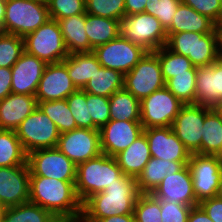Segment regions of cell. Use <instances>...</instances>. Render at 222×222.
Returning a JSON list of instances; mask_svg holds the SVG:
<instances>
[{
  "instance_id": "6da1fadb",
  "label": "cell",
  "mask_w": 222,
  "mask_h": 222,
  "mask_svg": "<svg viewBox=\"0 0 222 222\" xmlns=\"http://www.w3.org/2000/svg\"><path fill=\"white\" fill-rule=\"evenodd\" d=\"M29 201L50 211L59 220L79 221L82 216L75 182L30 176Z\"/></svg>"
},
{
  "instance_id": "7a4b0ae2",
  "label": "cell",
  "mask_w": 222,
  "mask_h": 222,
  "mask_svg": "<svg viewBox=\"0 0 222 222\" xmlns=\"http://www.w3.org/2000/svg\"><path fill=\"white\" fill-rule=\"evenodd\" d=\"M136 179L124 175L103 192L89 197L82 204L81 219H102L113 215L133 214L139 195Z\"/></svg>"
},
{
  "instance_id": "3957f363",
  "label": "cell",
  "mask_w": 222,
  "mask_h": 222,
  "mask_svg": "<svg viewBox=\"0 0 222 222\" xmlns=\"http://www.w3.org/2000/svg\"><path fill=\"white\" fill-rule=\"evenodd\" d=\"M124 176L115 157L101 153L77 165L75 190L83 204L92 195L103 192Z\"/></svg>"
},
{
  "instance_id": "277c9868",
  "label": "cell",
  "mask_w": 222,
  "mask_h": 222,
  "mask_svg": "<svg viewBox=\"0 0 222 222\" xmlns=\"http://www.w3.org/2000/svg\"><path fill=\"white\" fill-rule=\"evenodd\" d=\"M222 33L179 32L168 37L166 46L174 53L187 57L195 67L210 66L218 61Z\"/></svg>"
},
{
  "instance_id": "5b68a950",
  "label": "cell",
  "mask_w": 222,
  "mask_h": 222,
  "mask_svg": "<svg viewBox=\"0 0 222 222\" xmlns=\"http://www.w3.org/2000/svg\"><path fill=\"white\" fill-rule=\"evenodd\" d=\"M49 18L46 0H6L5 19L0 32L24 37Z\"/></svg>"
},
{
  "instance_id": "8992f818",
  "label": "cell",
  "mask_w": 222,
  "mask_h": 222,
  "mask_svg": "<svg viewBox=\"0 0 222 222\" xmlns=\"http://www.w3.org/2000/svg\"><path fill=\"white\" fill-rule=\"evenodd\" d=\"M120 35L147 52H154L165 46L168 40L160 21L144 12L124 15L120 21Z\"/></svg>"
},
{
  "instance_id": "52a82bcc",
  "label": "cell",
  "mask_w": 222,
  "mask_h": 222,
  "mask_svg": "<svg viewBox=\"0 0 222 222\" xmlns=\"http://www.w3.org/2000/svg\"><path fill=\"white\" fill-rule=\"evenodd\" d=\"M24 51L46 64L62 62L68 55L57 20L49 18L42 26L23 37Z\"/></svg>"
},
{
  "instance_id": "ba28073f",
  "label": "cell",
  "mask_w": 222,
  "mask_h": 222,
  "mask_svg": "<svg viewBox=\"0 0 222 222\" xmlns=\"http://www.w3.org/2000/svg\"><path fill=\"white\" fill-rule=\"evenodd\" d=\"M27 154L34 150L56 148L60 133L55 123L37 107L15 130Z\"/></svg>"
},
{
  "instance_id": "9c48e42d",
  "label": "cell",
  "mask_w": 222,
  "mask_h": 222,
  "mask_svg": "<svg viewBox=\"0 0 222 222\" xmlns=\"http://www.w3.org/2000/svg\"><path fill=\"white\" fill-rule=\"evenodd\" d=\"M163 87H165V81L155 52H146L124 75V89L140 101Z\"/></svg>"
},
{
  "instance_id": "30bf717a",
  "label": "cell",
  "mask_w": 222,
  "mask_h": 222,
  "mask_svg": "<svg viewBox=\"0 0 222 222\" xmlns=\"http://www.w3.org/2000/svg\"><path fill=\"white\" fill-rule=\"evenodd\" d=\"M183 105L166 87L154 91L140 101L143 129L171 127Z\"/></svg>"
},
{
  "instance_id": "8fae6325",
  "label": "cell",
  "mask_w": 222,
  "mask_h": 222,
  "mask_svg": "<svg viewBox=\"0 0 222 222\" xmlns=\"http://www.w3.org/2000/svg\"><path fill=\"white\" fill-rule=\"evenodd\" d=\"M192 174L193 189L198 203L217 197L222 174L221 156L191 154L188 162Z\"/></svg>"
},
{
  "instance_id": "7c38bea8",
  "label": "cell",
  "mask_w": 222,
  "mask_h": 222,
  "mask_svg": "<svg viewBox=\"0 0 222 222\" xmlns=\"http://www.w3.org/2000/svg\"><path fill=\"white\" fill-rule=\"evenodd\" d=\"M27 163L30 176H43L61 181L76 182L77 165L57 147L30 152Z\"/></svg>"
},
{
  "instance_id": "4fadbf2b",
  "label": "cell",
  "mask_w": 222,
  "mask_h": 222,
  "mask_svg": "<svg viewBox=\"0 0 222 222\" xmlns=\"http://www.w3.org/2000/svg\"><path fill=\"white\" fill-rule=\"evenodd\" d=\"M92 52L102 67L119 71L125 75L147 51L119 35L108 43L97 46Z\"/></svg>"
},
{
  "instance_id": "5bb4252c",
  "label": "cell",
  "mask_w": 222,
  "mask_h": 222,
  "mask_svg": "<svg viewBox=\"0 0 222 222\" xmlns=\"http://www.w3.org/2000/svg\"><path fill=\"white\" fill-rule=\"evenodd\" d=\"M57 148L76 165L96 158L102 153L99 129L76 128L62 133Z\"/></svg>"
},
{
  "instance_id": "9a60e30c",
  "label": "cell",
  "mask_w": 222,
  "mask_h": 222,
  "mask_svg": "<svg viewBox=\"0 0 222 222\" xmlns=\"http://www.w3.org/2000/svg\"><path fill=\"white\" fill-rule=\"evenodd\" d=\"M206 106L184 104L172 123V130L191 154H201Z\"/></svg>"
},
{
  "instance_id": "2e32d148",
  "label": "cell",
  "mask_w": 222,
  "mask_h": 222,
  "mask_svg": "<svg viewBox=\"0 0 222 222\" xmlns=\"http://www.w3.org/2000/svg\"><path fill=\"white\" fill-rule=\"evenodd\" d=\"M29 184L28 165L0 167V204L9 208L28 202Z\"/></svg>"
},
{
  "instance_id": "e0dca14e",
  "label": "cell",
  "mask_w": 222,
  "mask_h": 222,
  "mask_svg": "<svg viewBox=\"0 0 222 222\" xmlns=\"http://www.w3.org/2000/svg\"><path fill=\"white\" fill-rule=\"evenodd\" d=\"M99 132L101 152L115 157L143 133V126L140 121L110 120Z\"/></svg>"
},
{
  "instance_id": "ac0fdd59",
  "label": "cell",
  "mask_w": 222,
  "mask_h": 222,
  "mask_svg": "<svg viewBox=\"0 0 222 222\" xmlns=\"http://www.w3.org/2000/svg\"><path fill=\"white\" fill-rule=\"evenodd\" d=\"M156 199L180 203L187 206H198L193 189L192 174L188 165L180 171L165 176L151 193Z\"/></svg>"
},
{
  "instance_id": "d6986e66",
  "label": "cell",
  "mask_w": 222,
  "mask_h": 222,
  "mask_svg": "<svg viewBox=\"0 0 222 222\" xmlns=\"http://www.w3.org/2000/svg\"><path fill=\"white\" fill-rule=\"evenodd\" d=\"M76 90L62 61L46 64L35 97L37 102L61 100Z\"/></svg>"
},
{
  "instance_id": "ffe728a7",
  "label": "cell",
  "mask_w": 222,
  "mask_h": 222,
  "mask_svg": "<svg viewBox=\"0 0 222 222\" xmlns=\"http://www.w3.org/2000/svg\"><path fill=\"white\" fill-rule=\"evenodd\" d=\"M151 157L175 162H189L191 153L177 138L171 127L143 129Z\"/></svg>"
},
{
  "instance_id": "44dd1931",
  "label": "cell",
  "mask_w": 222,
  "mask_h": 222,
  "mask_svg": "<svg viewBox=\"0 0 222 222\" xmlns=\"http://www.w3.org/2000/svg\"><path fill=\"white\" fill-rule=\"evenodd\" d=\"M45 66L43 60L24 51L11 67L12 93L35 96Z\"/></svg>"
},
{
  "instance_id": "7402d4cb",
  "label": "cell",
  "mask_w": 222,
  "mask_h": 222,
  "mask_svg": "<svg viewBox=\"0 0 222 222\" xmlns=\"http://www.w3.org/2000/svg\"><path fill=\"white\" fill-rule=\"evenodd\" d=\"M222 101V64L197 67L196 105L215 108Z\"/></svg>"
},
{
  "instance_id": "603a6c76",
  "label": "cell",
  "mask_w": 222,
  "mask_h": 222,
  "mask_svg": "<svg viewBox=\"0 0 222 222\" xmlns=\"http://www.w3.org/2000/svg\"><path fill=\"white\" fill-rule=\"evenodd\" d=\"M38 103L35 96L11 93L0 100V130L15 131Z\"/></svg>"
},
{
  "instance_id": "cb8c5ba5",
  "label": "cell",
  "mask_w": 222,
  "mask_h": 222,
  "mask_svg": "<svg viewBox=\"0 0 222 222\" xmlns=\"http://www.w3.org/2000/svg\"><path fill=\"white\" fill-rule=\"evenodd\" d=\"M216 28V23L209 17L181 2L171 25L166 29V34L169 37L171 34L179 32L211 33Z\"/></svg>"
},
{
  "instance_id": "d4e9b609",
  "label": "cell",
  "mask_w": 222,
  "mask_h": 222,
  "mask_svg": "<svg viewBox=\"0 0 222 222\" xmlns=\"http://www.w3.org/2000/svg\"><path fill=\"white\" fill-rule=\"evenodd\" d=\"M151 158L146 135L142 133L128 148L115 156L124 175L137 179Z\"/></svg>"
},
{
  "instance_id": "484cf974",
  "label": "cell",
  "mask_w": 222,
  "mask_h": 222,
  "mask_svg": "<svg viewBox=\"0 0 222 222\" xmlns=\"http://www.w3.org/2000/svg\"><path fill=\"white\" fill-rule=\"evenodd\" d=\"M188 162H175L151 157L136 179L139 193H152L167 174L180 171Z\"/></svg>"
},
{
  "instance_id": "4316f807",
  "label": "cell",
  "mask_w": 222,
  "mask_h": 222,
  "mask_svg": "<svg viewBox=\"0 0 222 222\" xmlns=\"http://www.w3.org/2000/svg\"><path fill=\"white\" fill-rule=\"evenodd\" d=\"M69 54L92 52L85 30V13L57 20Z\"/></svg>"
},
{
  "instance_id": "83f0119b",
  "label": "cell",
  "mask_w": 222,
  "mask_h": 222,
  "mask_svg": "<svg viewBox=\"0 0 222 222\" xmlns=\"http://www.w3.org/2000/svg\"><path fill=\"white\" fill-rule=\"evenodd\" d=\"M63 62L77 89H83L96 70L102 67L93 52L71 53Z\"/></svg>"
},
{
  "instance_id": "f1b7e54d",
  "label": "cell",
  "mask_w": 222,
  "mask_h": 222,
  "mask_svg": "<svg viewBox=\"0 0 222 222\" xmlns=\"http://www.w3.org/2000/svg\"><path fill=\"white\" fill-rule=\"evenodd\" d=\"M85 30L90 46L94 49L120 35V20L85 13Z\"/></svg>"
},
{
  "instance_id": "f546056e",
  "label": "cell",
  "mask_w": 222,
  "mask_h": 222,
  "mask_svg": "<svg viewBox=\"0 0 222 222\" xmlns=\"http://www.w3.org/2000/svg\"><path fill=\"white\" fill-rule=\"evenodd\" d=\"M203 125L201 154L222 156V118L214 108L206 107Z\"/></svg>"
},
{
  "instance_id": "4dcf8cb0",
  "label": "cell",
  "mask_w": 222,
  "mask_h": 222,
  "mask_svg": "<svg viewBox=\"0 0 222 222\" xmlns=\"http://www.w3.org/2000/svg\"><path fill=\"white\" fill-rule=\"evenodd\" d=\"M124 88V74L119 71L101 67L85 85L86 93L109 98L116 91Z\"/></svg>"
},
{
  "instance_id": "1f68e13d",
  "label": "cell",
  "mask_w": 222,
  "mask_h": 222,
  "mask_svg": "<svg viewBox=\"0 0 222 222\" xmlns=\"http://www.w3.org/2000/svg\"><path fill=\"white\" fill-rule=\"evenodd\" d=\"M110 120L140 121V100L124 88L109 97Z\"/></svg>"
},
{
  "instance_id": "d6a6232c",
  "label": "cell",
  "mask_w": 222,
  "mask_h": 222,
  "mask_svg": "<svg viewBox=\"0 0 222 222\" xmlns=\"http://www.w3.org/2000/svg\"><path fill=\"white\" fill-rule=\"evenodd\" d=\"M28 154L13 130H0V167L28 165Z\"/></svg>"
},
{
  "instance_id": "836d02e7",
  "label": "cell",
  "mask_w": 222,
  "mask_h": 222,
  "mask_svg": "<svg viewBox=\"0 0 222 222\" xmlns=\"http://www.w3.org/2000/svg\"><path fill=\"white\" fill-rule=\"evenodd\" d=\"M50 211L30 201L6 209L2 222H57Z\"/></svg>"
},
{
  "instance_id": "e575fe53",
  "label": "cell",
  "mask_w": 222,
  "mask_h": 222,
  "mask_svg": "<svg viewBox=\"0 0 222 222\" xmlns=\"http://www.w3.org/2000/svg\"><path fill=\"white\" fill-rule=\"evenodd\" d=\"M196 75L197 67L194 66L188 73L174 74L165 82V87L183 104H195Z\"/></svg>"
},
{
  "instance_id": "d590c367",
  "label": "cell",
  "mask_w": 222,
  "mask_h": 222,
  "mask_svg": "<svg viewBox=\"0 0 222 222\" xmlns=\"http://www.w3.org/2000/svg\"><path fill=\"white\" fill-rule=\"evenodd\" d=\"M37 103L39 109L55 123L60 134L77 128L66 99Z\"/></svg>"
},
{
  "instance_id": "8d00e7d4",
  "label": "cell",
  "mask_w": 222,
  "mask_h": 222,
  "mask_svg": "<svg viewBox=\"0 0 222 222\" xmlns=\"http://www.w3.org/2000/svg\"><path fill=\"white\" fill-rule=\"evenodd\" d=\"M154 52L159 59L165 82L174 77V74L188 73L194 67L187 57L174 53L166 45Z\"/></svg>"
},
{
  "instance_id": "74e56055",
  "label": "cell",
  "mask_w": 222,
  "mask_h": 222,
  "mask_svg": "<svg viewBox=\"0 0 222 222\" xmlns=\"http://www.w3.org/2000/svg\"><path fill=\"white\" fill-rule=\"evenodd\" d=\"M23 52V37L0 32V68H11Z\"/></svg>"
},
{
  "instance_id": "f35d334b",
  "label": "cell",
  "mask_w": 222,
  "mask_h": 222,
  "mask_svg": "<svg viewBox=\"0 0 222 222\" xmlns=\"http://www.w3.org/2000/svg\"><path fill=\"white\" fill-rule=\"evenodd\" d=\"M67 104L74 117L77 128L99 129L93 122L89 114L86 92L77 89L66 98Z\"/></svg>"
},
{
  "instance_id": "ab89813d",
  "label": "cell",
  "mask_w": 222,
  "mask_h": 222,
  "mask_svg": "<svg viewBox=\"0 0 222 222\" xmlns=\"http://www.w3.org/2000/svg\"><path fill=\"white\" fill-rule=\"evenodd\" d=\"M135 222H162L160 200L151 193L137 196L133 211Z\"/></svg>"
},
{
  "instance_id": "60d3db41",
  "label": "cell",
  "mask_w": 222,
  "mask_h": 222,
  "mask_svg": "<svg viewBox=\"0 0 222 222\" xmlns=\"http://www.w3.org/2000/svg\"><path fill=\"white\" fill-rule=\"evenodd\" d=\"M86 13L110 19L122 20L125 15L124 0H85Z\"/></svg>"
},
{
  "instance_id": "b9f144b4",
  "label": "cell",
  "mask_w": 222,
  "mask_h": 222,
  "mask_svg": "<svg viewBox=\"0 0 222 222\" xmlns=\"http://www.w3.org/2000/svg\"><path fill=\"white\" fill-rule=\"evenodd\" d=\"M181 0H147L144 13L156 17L165 30L171 25Z\"/></svg>"
},
{
  "instance_id": "7bdbcfd3",
  "label": "cell",
  "mask_w": 222,
  "mask_h": 222,
  "mask_svg": "<svg viewBox=\"0 0 222 222\" xmlns=\"http://www.w3.org/2000/svg\"><path fill=\"white\" fill-rule=\"evenodd\" d=\"M49 17L60 20L86 13L85 0H46Z\"/></svg>"
},
{
  "instance_id": "ee69618b",
  "label": "cell",
  "mask_w": 222,
  "mask_h": 222,
  "mask_svg": "<svg viewBox=\"0 0 222 222\" xmlns=\"http://www.w3.org/2000/svg\"><path fill=\"white\" fill-rule=\"evenodd\" d=\"M86 101L92 122L100 129L110 121L109 98L86 93Z\"/></svg>"
},
{
  "instance_id": "f6af8a7d",
  "label": "cell",
  "mask_w": 222,
  "mask_h": 222,
  "mask_svg": "<svg viewBox=\"0 0 222 222\" xmlns=\"http://www.w3.org/2000/svg\"><path fill=\"white\" fill-rule=\"evenodd\" d=\"M162 222H187L192 206L160 200Z\"/></svg>"
},
{
  "instance_id": "bcb514c9",
  "label": "cell",
  "mask_w": 222,
  "mask_h": 222,
  "mask_svg": "<svg viewBox=\"0 0 222 222\" xmlns=\"http://www.w3.org/2000/svg\"><path fill=\"white\" fill-rule=\"evenodd\" d=\"M184 4L192 7L198 13L209 17L216 24L220 20L222 0H181Z\"/></svg>"
},
{
  "instance_id": "7dc6e473",
  "label": "cell",
  "mask_w": 222,
  "mask_h": 222,
  "mask_svg": "<svg viewBox=\"0 0 222 222\" xmlns=\"http://www.w3.org/2000/svg\"><path fill=\"white\" fill-rule=\"evenodd\" d=\"M213 222H222V200L218 197L205 199L198 204Z\"/></svg>"
},
{
  "instance_id": "c3c4849f",
  "label": "cell",
  "mask_w": 222,
  "mask_h": 222,
  "mask_svg": "<svg viewBox=\"0 0 222 222\" xmlns=\"http://www.w3.org/2000/svg\"><path fill=\"white\" fill-rule=\"evenodd\" d=\"M12 70L11 68H0V100L12 93Z\"/></svg>"
},
{
  "instance_id": "681fc988",
  "label": "cell",
  "mask_w": 222,
  "mask_h": 222,
  "mask_svg": "<svg viewBox=\"0 0 222 222\" xmlns=\"http://www.w3.org/2000/svg\"><path fill=\"white\" fill-rule=\"evenodd\" d=\"M125 1V15H133L143 13L145 11V4L147 0H124Z\"/></svg>"
},
{
  "instance_id": "f907efd6",
  "label": "cell",
  "mask_w": 222,
  "mask_h": 222,
  "mask_svg": "<svg viewBox=\"0 0 222 222\" xmlns=\"http://www.w3.org/2000/svg\"><path fill=\"white\" fill-rule=\"evenodd\" d=\"M187 222H213L206 212L198 205L192 207Z\"/></svg>"
},
{
  "instance_id": "816d5d0a",
  "label": "cell",
  "mask_w": 222,
  "mask_h": 222,
  "mask_svg": "<svg viewBox=\"0 0 222 222\" xmlns=\"http://www.w3.org/2000/svg\"><path fill=\"white\" fill-rule=\"evenodd\" d=\"M82 222H135L133 214L113 215L102 219H80Z\"/></svg>"
},
{
  "instance_id": "f5cc1de1",
  "label": "cell",
  "mask_w": 222,
  "mask_h": 222,
  "mask_svg": "<svg viewBox=\"0 0 222 222\" xmlns=\"http://www.w3.org/2000/svg\"><path fill=\"white\" fill-rule=\"evenodd\" d=\"M6 0H0V31L3 29L5 19Z\"/></svg>"
},
{
  "instance_id": "db71d44e",
  "label": "cell",
  "mask_w": 222,
  "mask_h": 222,
  "mask_svg": "<svg viewBox=\"0 0 222 222\" xmlns=\"http://www.w3.org/2000/svg\"><path fill=\"white\" fill-rule=\"evenodd\" d=\"M217 197L222 200V174H221V178H220V183H219V189H218Z\"/></svg>"
},
{
  "instance_id": "11a10c76",
  "label": "cell",
  "mask_w": 222,
  "mask_h": 222,
  "mask_svg": "<svg viewBox=\"0 0 222 222\" xmlns=\"http://www.w3.org/2000/svg\"><path fill=\"white\" fill-rule=\"evenodd\" d=\"M6 207L5 206H3L2 204H0V222H2V220H3V217H4V214H5V212H6Z\"/></svg>"
},
{
  "instance_id": "9f6ffc18",
  "label": "cell",
  "mask_w": 222,
  "mask_h": 222,
  "mask_svg": "<svg viewBox=\"0 0 222 222\" xmlns=\"http://www.w3.org/2000/svg\"><path fill=\"white\" fill-rule=\"evenodd\" d=\"M222 118V101L214 108Z\"/></svg>"
},
{
  "instance_id": "6f0895ef",
  "label": "cell",
  "mask_w": 222,
  "mask_h": 222,
  "mask_svg": "<svg viewBox=\"0 0 222 222\" xmlns=\"http://www.w3.org/2000/svg\"><path fill=\"white\" fill-rule=\"evenodd\" d=\"M218 61L222 64V41H221L220 46H219Z\"/></svg>"
},
{
  "instance_id": "680465c9",
  "label": "cell",
  "mask_w": 222,
  "mask_h": 222,
  "mask_svg": "<svg viewBox=\"0 0 222 222\" xmlns=\"http://www.w3.org/2000/svg\"><path fill=\"white\" fill-rule=\"evenodd\" d=\"M216 25H217V28L222 32V9L220 13V20Z\"/></svg>"
},
{
  "instance_id": "91938a15",
  "label": "cell",
  "mask_w": 222,
  "mask_h": 222,
  "mask_svg": "<svg viewBox=\"0 0 222 222\" xmlns=\"http://www.w3.org/2000/svg\"><path fill=\"white\" fill-rule=\"evenodd\" d=\"M62 222H82L81 220H79V221H64V220H62Z\"/></svg>"
}]
</instances>
